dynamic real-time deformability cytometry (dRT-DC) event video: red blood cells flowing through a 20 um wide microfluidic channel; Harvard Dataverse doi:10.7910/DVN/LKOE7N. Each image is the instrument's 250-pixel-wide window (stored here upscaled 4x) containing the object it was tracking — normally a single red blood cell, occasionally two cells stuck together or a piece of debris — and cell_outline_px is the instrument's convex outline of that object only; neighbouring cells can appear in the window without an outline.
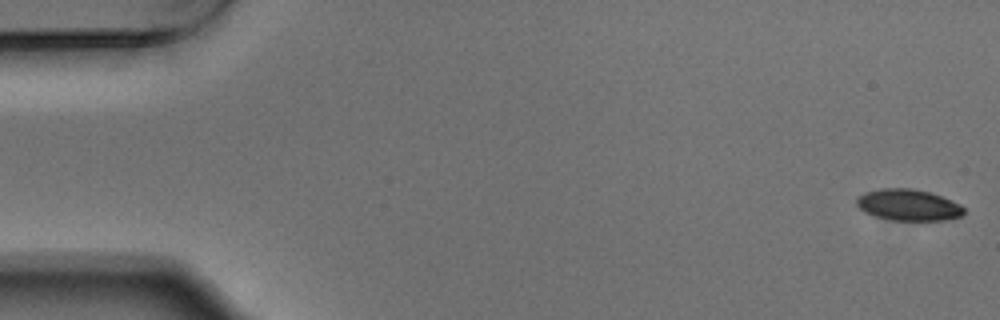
{"species": "Egyptian fruit bat (a non-hibernating species)", "species_latin": "Rousettus aegyptiacus", "temperature_condition": "warm", "stored_images_in_passage": 55, "camera_frame_rate_fps": 3000, "um_per_image_px": 0.085, "animal": {"sex": "male"}, "frame": {"image": 1, "passage_image": 1, "time_ms": 0.0, "image_size_px": [1000, 320], "cell_outline_px": [[964, 212], [960, 216], [944, 220], [892, 220], [872, 216], [864, 212], [856, 204], [856, 200], [864, 192], [880, 188], [912, 188], [928, 192], [952, 200], [960, 204], [964, 208]], "centroid_in_image_um": [77.18, 17.42], "position_along_channel_um": 7.8, "area_um2": 19.59}}
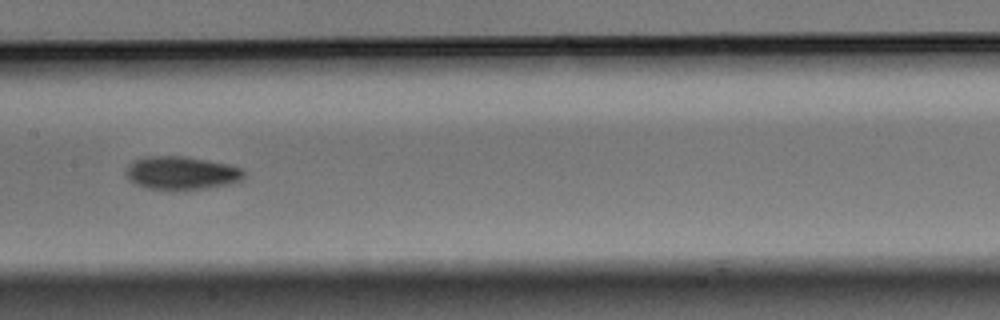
{"frame": {"image": 2, "passage_image": 27, "time_ms": 8.667, "image_size_px": [1000, 320], "cell_outline_px": [[244, 180], [228, 184], [208, 188], [184, 192], [148, 188], [136, 184], [128, 180], [124, 172], [128, 164], [144, 156], [184, 156], [228, 164], [244, 168]], "centroid_in_image_um": [15.43, 14.73], "position_along_channel_um": 192.0, "area_um2": 23.52}}
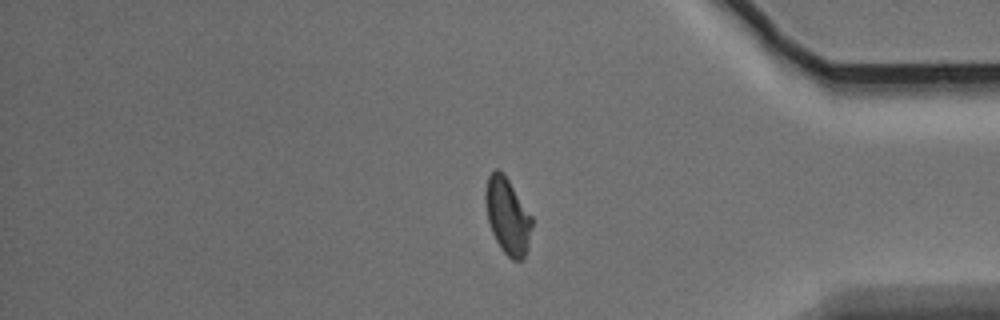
{"frame": {"image": 3, "passage_image": 45, "time_ms": 14.667, "image_size_px": [1000, 320], "cell_outline_px": [[532, 228], [528, 248], [524, 260], [512, 260], [500, 248], [492, 232], [488, 220], [484, 200], [484, 196], [488, 176], [496, 168], [504, 172], [532, 216]], "centroid_in_image_um": [43.15, 18.36], "position_along_channel_um": 392.1, "area_um2": 20.87}, "authors_computed_cell_mechanics": {"area_um2": 21.097, "velocity_mm_per_s": 3.724, "shape_relaxation_time_tau1_ms": 5.5744, "shape_relaxation_time_tau2_ms": 4.0256, "deformation_change_tau1": 0.1399, "deformation_change_tau2": 0.0866}}